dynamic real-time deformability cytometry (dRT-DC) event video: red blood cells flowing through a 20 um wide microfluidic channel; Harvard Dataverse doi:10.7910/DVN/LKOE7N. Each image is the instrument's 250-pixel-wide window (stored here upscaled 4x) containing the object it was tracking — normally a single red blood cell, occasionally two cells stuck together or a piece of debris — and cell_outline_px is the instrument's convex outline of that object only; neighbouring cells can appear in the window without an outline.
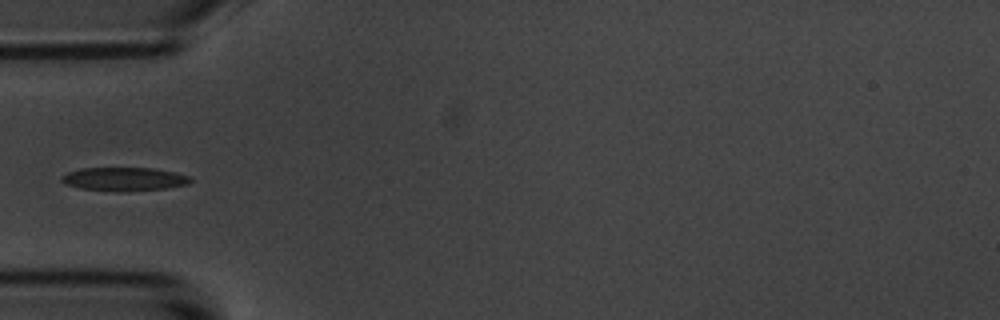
{"species": "common noctule bat (a hibernating species)", "species_latin": "Nyctalus noctula", "temperature_condition": "room temperature", "stored_images_in_passage": 1, "camera_frame_rate_fps": 3000, "um_per_image_px": 0.085, "animal": {"sex": "male", "body_mass_g": 20.1, "forearm_length_mm": 53.5}, "frame": {"image": 1, "passage_image": 1, "time_ms": 0.0, "image_size_px": [1000, 320], "cell_outline_px": [[192, 180], [188, 184], [168, 188], [80, 188], [68, 184], [60, 180], [60, 176], [68, 172], [80, 168], [152, 168], [176, 172], [188, 176]], "centroid_in_image_um": [10.57, 15.15], "position_along_channel_um": 74.4, "area_um2": 16.42}}